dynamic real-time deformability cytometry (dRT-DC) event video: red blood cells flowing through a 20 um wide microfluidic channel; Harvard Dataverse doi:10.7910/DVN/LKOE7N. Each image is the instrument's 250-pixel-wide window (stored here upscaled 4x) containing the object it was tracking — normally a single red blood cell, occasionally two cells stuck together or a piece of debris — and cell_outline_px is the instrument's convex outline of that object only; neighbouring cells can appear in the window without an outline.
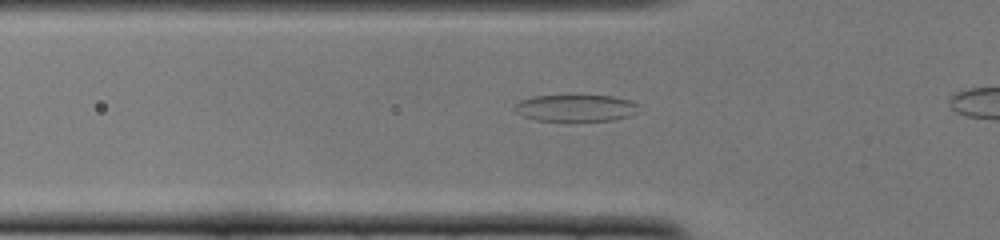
{"species": "common noctule bat (a hibernating species)", "species_latin": "Nyctalus noctula", "temperature_condition": "cold", "stored_images_in_passage": 21, "camera_frame_rate_fps": 3000, "um_per_image_px": 0.085, "animal": {"sex": "female", "body_mass_g": 22.0, "forearm_length_mm": 56.7}, "frame": {"image": 1, "passage_image": 9, "time_ms": 2.667, "image_size_px": [1000, 240], "cell_outline_px": [[640, 112], [628, 116], [612, 120], [568, 124], [536, 120], [520, 116], [512, 112], [512, 108], [520, 100], [532, 96], [612, 96], [632, 100], [640, 104]], "centroid_in_image_um": [48.91, 9.24], "position_along_channel_um": 76.9, "area_um2": 20.69}}
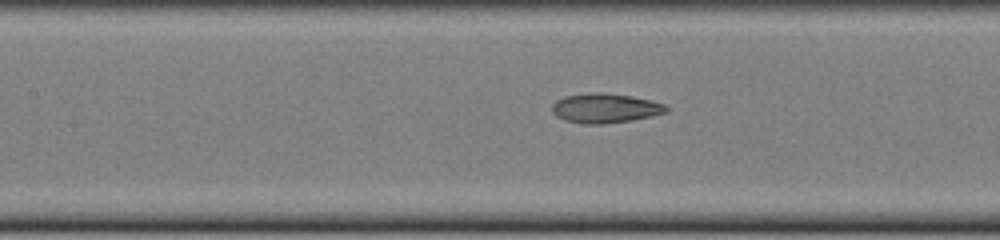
{"frame": {"image": 2, "passage_image": 15, "time_ms": 4.667, "image_size_px": [1000, 240], "cell_outline_px": [[672, 108], [668, 112], [652, 116], [632, 120], [604, 124], [584, 124], [564, 120], [556, 116], [552, 112], [552, 104], [556, 100], [564, 96], [592, 92], [604, 92], [632, 96], [664, 104]], "centroid_in_image_um": [51.44, 9.19], "position_along_channel_um": 156.0, "area_um2": 19.88}}
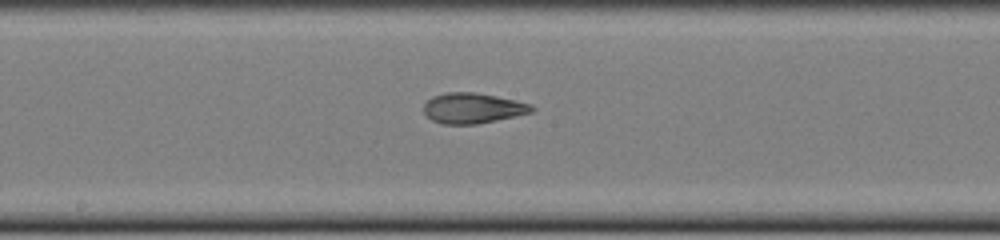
{"frame": {"image": 3, "passage_image": 19, "time_ms": 6.0, "image_size_px": [1000, 240], "cell_outline_px": [[536, 108], [532, 112], [496, 120], [476, 124], [440, 124], [432, 120], [424, 112], [424, 104], [432, 96], [444, 92], [476, 92], [516, 100], [532, 104]], "centroid_in_image_um": [40.18, 9.18], "position_along_channel_um": 208.0, "area_um2": 19.19}}